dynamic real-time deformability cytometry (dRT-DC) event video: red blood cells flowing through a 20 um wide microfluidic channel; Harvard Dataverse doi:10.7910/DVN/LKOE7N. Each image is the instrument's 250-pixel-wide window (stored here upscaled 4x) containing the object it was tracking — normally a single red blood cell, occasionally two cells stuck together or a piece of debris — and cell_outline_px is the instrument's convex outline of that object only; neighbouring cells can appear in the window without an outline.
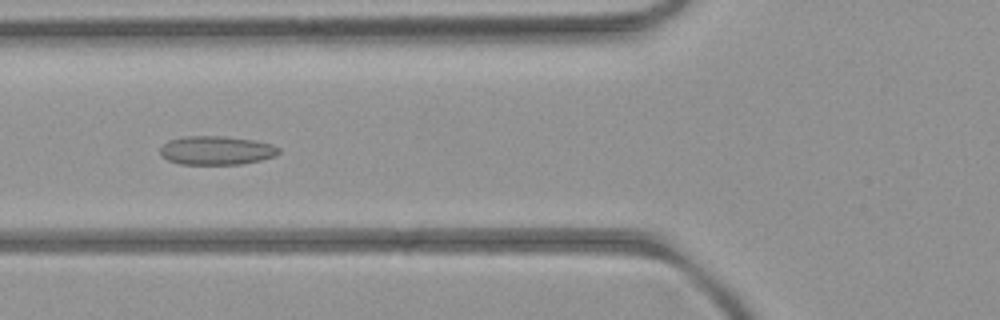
{"species": "common noctule bat (a hibernating species)", "species_latin": "Nyctalus noctula", "temperature_condition": "room temperature", "stored_images_in_passage": 6, "camera_frame_rate_fps": 3000, "um_per_image_px": 0.085, "animal": {"sex": "female", "body_mass_g": 21.9}, "frame": {"image": 1, "passage_image": 5, "time_ms": 4.667, "image_size_px": [1000, 320], "cell_outline_px": [[280, 152], [276, 156], [260, 160], [240, 164], [180, 164], [168, 160], [160, 152], [160, 148], [168, 140], [184, 136], [228, 136], [252, 140], [272, 144], [280, 148]], "centroid_in_image_um": [18.41, 12.78], "position_along_channel_um": 107.4, "area_um2": 19.88}}
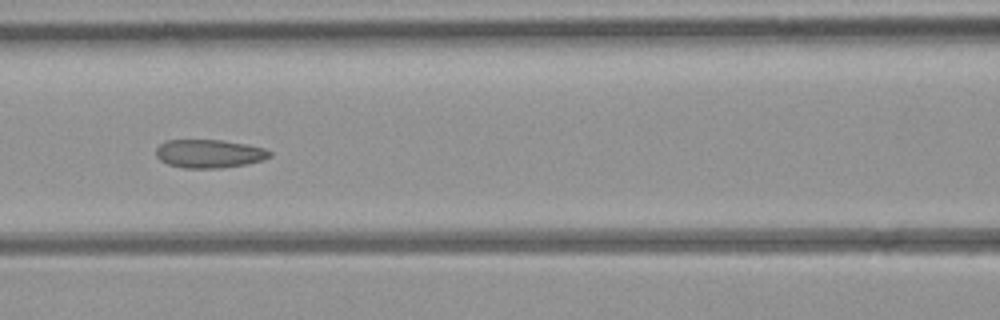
{"frame": {"image": 2, "passage_image": 6, "time_ms": 5.667, "image_size_px": [1000, 320], "cell_outline_px": [[272, 156], [264, 160], [248, 164], [220, 168], [184, 168], [168, 164], [160, 160], [156, 156], [156, 148], [160, 144], [168, 140], [220, 140], [248, 144], [264, 148], [272, 152]], "centroid_in_image_um": [17.82, 13.06], "position_along_channel_um": 148.8, "area_um2": 18.96}}